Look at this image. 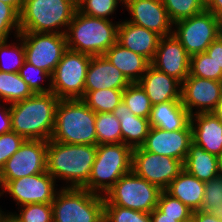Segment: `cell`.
<instances>
[{"mask_svg":"<svg viewBox=\"0 0 222 222\" xmlns=\"http://www.w3.org/2000/svg\"><path fill=\"white\" fill-rule=\"evenodd\" d=\"M138 83L145 90L152 105L168 101H182V83L152 65L148 67Z\"/></svg>","mask_w":222,"mask_h":222,"instance_id":"d6986e66","label":"cell"},{"mask_svg":"<svg viewBox=\"0 0 222 222\" xmlns=\"http://www.w3.org/2000/svg\"><path fill=\"white\" fill-rule=\"evenodd\" d=\"M190 61L191 56L172 34L160 38L151 65L182 83L190 74Z\"/></svg>","mask_w":222,"mask_h":222,"instance_id":"e0dca14e","label":"cell"},{"mask_svg":"<svg viewBox=\"0 0 222 222\" xmlns=\"http://www.w3.org/2000/svg\"><path fill=\"white\" fill-rule=\"evenodd\" d=\"M213 113L222 121V92Z\"/></svg>","mask_w":222,"mask_h":222,"instance_id":"681fc988","label":"cell"},{"mask_svg":"<svg viewBox=\"0 0 222 222\" xmlns=\"http://www.w3.org/2000/svg\"><path fill=\"white\" fill-rule=\"evenodd\" d=\"M192 142L205 151L222 153V121L213 113L191 115Z\"/></svg>","mask_w":222,"mask_h":222,"instance_id":"7402d4cb","label":"cell"},{"mask_svg":"<svg viewBox=\"0 0 222 222\" xmlns=\"http://www.w3.org/2000/svg\"><path fill=\"white\" fill-rule=\"evenodd\" d=\"M191 122V114L183 106L182 101H168L152 105L149 117L150 127L166 131L185 129Z\"/></svg>","mask_w":222,"mask_h":222,"instance_id":"603a6c76","label":"cell"},{"mask_svg":"<svg viewBox=\"0 0 222 222\" xmlns=\"http://www.w3.org/2000/svg\"><path fill=\"white\" fill-rule=\"evenodd\" d=\"M2 195H3V186H2L1 178H0V196Z\"/></svg>","mask_w":222,"mask_h":222,"instance_id":"9f6ffc18","label":"cell"},{"mask_svg":"<svg viewBox=\"0 0 222 222\" xmlns=\"http://www.w3.org/2000/svg\"><path fill=\"white\" fill-rule=\"evenodd\" d=\"M120 1V4H122V6L124 5H127L130 1L132 0H119Z\"/></svg>","mask_w":222,"mask_h":222,"instance_id":"11a10c76","label":"cell"},{"mask_svg":"<svg viewBox=\"0 0 222 222\" xmlns=\"http://www.w3.org/2000/svg\"><path fill=\"white\" fill-rule=\"evenodd\" d=\"M91 57L67 49L51 75L52 93L60 100L82 99Z\"/></svg>","mask_w":222,"mask_h":222,"instance_id":"9c48e42d","label":"cell"},{"mask_svg":"<svg viewBox=\"0 0 222 222\" xmlns=\"http://www.w3.org/2000/svg\"><path fill=\"white\" fill-rule=\"evenodd\" d=\"M119 0H78L77 10L91 17L110 20L109 16L116 11Z\"/></svg>","mask_w":222,"mask_h":222,"instance_id":"f35d334b","label":"cell"},{"mask_svg":"<svg viewBox=\"0 0 222 222\" xmlns=\"http://www.w3.org/2000/svg\"><path fill=\"white\" fill-rule=\"evenodd\" d=\"M205 4H207L209 2V0H202Z\"/></svg>","mask_w":222,"mask_h":222,"instance_id":"6f0895ef","label":"cell"},{"mask_svg":"<svg viewBox=\"0 0 222 222\" xmlns=\"http://www.w3.org/2000/svg\"><path fill=\"white\" fill-rule=\"evenodd\" d=\"M183 169L203 182L219 176L218 156L205 151L193 142L183 162Z\"/></svg>","mask_w":222,"mask_h":222,"instance_id":"4316f807","label":"cell"},{"mask_svg":"<svg viewBox=\"0 0 222 222\" xmlns=\"http://www.w3.org/2000/svg\"><path fill=\"white\" fill-rule=\"evenodd\" d=\"M3 222H18L12 215H9Z\"/></svg>","mask_w":222,"mask_h":222,"instance_id":"f5cc1de1","label":"cell"},{"mask_svg":"<svg viewBox=\"0 0 222 222\" xmlns=\"http://www.w3.org/2000/svg\"><path fill=\"white\" fill-rule=\"evenodd\" d=\"M34 93L18 73L0 71V102L12 104L32 97Z\"/></svg>","mask_w":222,"mask_h":222,"instance_id":"83f0119b","label":"cell"},{"mask_svg":"<svg viewBox=\"0 0 222 222\" xmlns=\"http://www.w3.org/2000/svg\"><path fill=\"white\" fill-rule=\"evenodd\" d=\"M13 31L15 37L20 33V13L0 1V42L7 41Z\"/></svg>","mask_w":222,"mask_h":222,"instance_id":"ab89813d","label":"cell"},{"mask_svg":"<svg viewBox=\"0 0 222 222\" xmlns=\"http://www.w3.org/2000/svg\"><path fill=\"white\" fill-rule=\"evenodd\" d=\"M51 205L53 222H104V196L83 188L63 185Z\"/></svg>","mask_w":222,"mask_h":222,"instance_id":"52a82bcc","label":"cell"},{"mask_svg":"<svg viewBox=\"0 0 222 222\" xmlns=\"http://www.w3.org/2000/svg\"><path fill=\"white\" fill-rule=\"evenodd\" d=\"M18 74L34 94L52 92V77L51 74L45 70L37 68L34 65L24 61L23 66L19 69ZM44 80L49 82L45 87L42 86L41 83H44Z\"/></svg>","mask_w":222,"mask_h":222,"instance_id":"e575fe53","label":"cell"},{"mask_svg":"<svg viewBox=\"0 0 222 222\" xmlns=\"http://www.w3.org/2000/svg\"><path fill=\"white\" fill-rule=\"evenodd\" d=\"M76 11V0H25L20 32L65 34Z\"/></svg>","mask_w":222,"mask_h":222,"instance_id":"5b68a950","label":"cell"},{"mask_svg":"<svg viewBox=\"0 0 222 222\" xmlns=\"http://www.w3.org/2000/svg\"><path fill=\"white\" fill-rule=\"evenodd\" d=\"M7 105L0 103V135L12 131L10 104L8 108Z\"/></svg>","mask_w":222,"mask_h":222,"instance_id":"ee69618b","label":"cell"},{"mask_svg":"<svg viewBox=\"0 0 222 222\" xmlns=\"http://www.w3.org/2000/svg\"><path fill=\"white\" fill-rule=\"evenodd\" d=\"M206 54L222 69V37H217L206 49Z\"/></svg>","mask_w":222,"mask_h":222,"instance_id":"7bdbcfd3","label":"cell"},{"mask_svg":"<svg viewBox=\"0 0 222 222\" xmlns=\"http://www.w3.org/2000/svg\"><path fill=\"white\" fill-rule=\"evenodd\" d=\"M160 38L157 33L128 22L126 19L119 21L117 42L150 62L155 57Z\"/></svg>","mask_w":222,"mask_h":222,"instance_id":"44dd1931","label":"cell"},{"mask_svg":"<svg viewBox=\"0 0 222 222\" xmlns=\"http://www.w3.org/2000/svg\"><path fill=\"white\" fill-rule=\"evenodd\" d=\"M47 141L25 140L0 171L2 186L10 180L47 171Z\"/></svg>","mask_w":222,"mask_h":222,"instance_id":"4fadbf2b","label":"cell"},{"mask_svg":"<svg viewBox=\"0 0 222 222\" xmlns=\"http://www.w3.org/2000/svg\"><path fill=\"white\" fill-rule=\"evenodd\" d=\"M96 113L81 99L59 100L51 140L65 144L97 145Z\"/></svg>","mask_w":222,"mask_h":222,"instance_id":"277c9868","label":"cell"},{"mask_svg":"<svg viewBox=\"0 0 222 222\" xmlns=\"http://www.w3.org/2000/svg\"><path fill=\"white\" fill-rule=\"evenodd\" d=\"M192 143V128L189 124L183 130L166 131L157 127H150L144 144L145 151L168 156L184 162L189 145Z\"/></svg>","mask_w":222,"mask_h":222,"instance_id":"2e32d148","label":"cell"},{"mask_svg":"<svg viewBox=\"0 0 222 222\" xmlns=\"http://www.w3.org/2000/svg\"><path fill=\"white\" fill-rule=\"evenodd\" d=\"M123 103L135 116L149 119L152 104L145 90L138 82L130 83L123 91Z\"/></svg>","mask_w":222,"mask_h":222,"instance_id":"4dcf8cb0","label":"cell"},{"mask_svg":"<svg viewBox=\"0 0 222 222\" xmlns=\"http://www.w3.org/2000/svg\"><path fill=\"white\" fill-rule=\"evenodd\" d=\"M9 215L10 212H5L4 210L2 211L0 207V222H3Z\"/></svg>","mask_w":222,"mask_h":222,"instance_id":"f907efd6","label":"cell"},{"mask_svg":"<svg viewBox=\"0 0 222 222\" xmlns=\"http://www.w3.org/2000/svg\"><path fill=\"white\" fill-rule=\"evenodd\" d=\"M190 222H222V216L199 210L192 213Z\"/></svg>","mask_w":222,"mask_h":222,"instance_id":"f6af8a7d","label":"cell"},{"mask_svg":"<svg viewBox=\"0 0 222 222\" xmlns=\"http://www.w3.org/2000/svg\"><path fill=\"white\" fill-rule=\"evenodd\" d=\"M25 140L23 136L14 131L0 135V171L6 161L19 150Z\"/></svg>","mask_w":222,"mask_h":222,"instance_id":"b9f144b4","label":"cell"},{"mask_svg":"<svg viewBox=\"0 0 222 222\" xmlns=\"http://www.w3.org/2000/svg\"><path fill=\"white\" fill-rule=\"evenodd\" d=\"M131 82L104 55L92 56L86 74L85 91L124 90Z\"/></svg>","mask_w":222,"mask_h":222,"instance_id":"ffe728a7","label":"cell"},{"mask_svg":"<svg viewBox=\"0 0 222 222\" xmlns=\"http://www.w3.org/2000/svg\"><path fill=\"white\" fill-rule=\"evenodd\" d=\"M190 76L203 79L222 81V69L211 59L206 52L191 56Z\"/></svg>","mask_w":222,"mask_h":222,"instance_id":"d590c367","label":"cell"},{"mask_svg":"<svg viewBox=\"0 0 222 222\" xmlns=\"http://www.w3.org/2000/svg\"><path fill=\"white\" fill-rule=\"evenodd\" d=\"M18 43L0 42V71L18 73L25 61V48L22 39L16 36ZM8 43V44H7Z\"/></svg>","mask_w":222,"mask_h":222,"instance_id":"f546056e","label":"cell"},{"mask_svg":"<svg viewBox=\"0 0 222 222\" xmlns=\"http://www.w3.org/2000/svg\"><path fill=\"white\" fill-rule=\"evenodd\" d=\"M112 114L120 121L121 142L132 149L141 147L150 129L149 119L132 114L123 101L114 109Z\"/></svg>","mask_w":222,"mask_h":222,"instance_id":"d4e9b609","label":"cell"},{"mask_svg":"<svg viewBox=\"0 0 222 222\" xmlns=\"http://www.w3.org/2000/svg\"><path fill=\"white\" fill-rule=\"evenodd\" d=\"M105 58L131 82H138L151 62L116 42L105 54Z\"/></svg>","mask_w":222,"mask_h":222,"instance_id":"cb8c5ba5","label":"cell"},{"mask_svg":"<svg viewBox=\"0 0 222 222\" xmlns=\"http://www.w3.org/2000/svg\"><path fill=\"white\" fill-rule=\"evenodd\" d=\"M97 145L47 141V172L66 182L65 188H82L91 174Z\"/></svg>","mask_w":222,"mask_h":222,"instance_id":"6da1fadb","label":"cell"},{"mask_svg":"<svg viewBox=\"0 0 222 222\" xmlns=\"http://www.w3.org/2000/svg\"><path fill=\"white\" fill-rule=\"evenodd\" d=\"M202 211L222 216V177L205 182Z\"/></svg>","mask_w":222,"mask_h":222,"instance_id":"74e56055","label":"cell"},{"mask_svg":"<svg viewBox=\"0 0 222 222\" xmlns=\"http://www.w3.org/2000/svg\"><path fill=\"white\" fill-rule=\"evenodd\" d=\"M123 91L117 89L84 91L81 100L95 113H112L122 102Z\"/></svg>","mask_w":222,"mask_h":222,"instance_id":"f1b7e54d","label":"cell"},{"mask_svg":"<svg viewBox=\"0 0 222 222\" xmlns=\"http://www.w3.org/2000/svg\"><path fill=\"white\" fill-rule=\"evenodd\" d=\"M161 191L131 171L106 192L104 206H121L150 214L157 207Z\"/></svg>","mask_w":222,"mask_h":222,"instance_id":"ba28073f","label":"cell"},{"mask_svg":"<svg viewBox=\"0 0 222 222\" xmlns=\"http://www.w3.org/2000/svg\"><path fill=\"white\" fill-rule=\"evenodd\" d=\"M183 170L180 160L145 151L142 147L132 150V171L162 191Z\"/></svg>","mask_w":222,"mask_h":222,"instance_id":"7c38bea8","label":"cell"},{"mask_svg":"<svg viewBox=\"0 0 222 222\" xmlns=\"http://www.w3.org/2000/svg\"><path fill=\"white\" fill-rule=\"evenodd\" d=\"M132 150L122 142L97 145L90 177L82 188L104 196L122 176L132 171Z\"/></svg>","mask_w":222,"mask_h":222,"instance_id":"8992f818","label":"cell"},{"mask_svg":"<svg viewBox=\"0 0 222 222\" xmlns=\"http://www.w3.org/2000/svg\"><path fill=\"white\" fill-rule=\"evenodd\" d=\"M0 1L9 4L10 6L14 7L19 13H21L25 0H0Z\"/></svg>","mask_w":222,"mask_h":222,"instance_id":"c3c4849f","label":"cell"},{"mask_svg":"<svg viewBox=\"0 0 222 222\" xmlns=\"http://www.w3.org/2000/svg\"><path fill=\"white\" fill-rule=\"evenodd\" d=\"M206 10L212 12L218 18L222 17V0H209Z\"/></svg>","mask_w":222,"mask_h":222,"instance_id":"bcb514c9","label":"cell"},{"mask_svg":"<svg viewBox=\"0 0 222 222\" xmlns=\"http://www.w3.org/2000/svg\"><path fill=\"white\" fill-rule=\"evenodd\" d=\"M204 187L205 182L200 181L183 169L165 191L172 197L179 199L194 212L201 209Z\"/></svg>","mask_w":222,"mask_h":222,"instance_id":"484cf974","label":"cell"},{"mask_svg":"<svg viewBox=\"0 0 222 222\" xmlns=\"http://www.w3.org/2000/svg\"><path fill=\"white\" fill-rule=\"evenodd\" d=\"M173 24L206 10L202 0H162Z\"/></svg>","mask_w":222,"mask_h":222,"instance_id":"d6a6232c","label":"cell"},{"mask_svg":"<svg viewBox=\"0 0 222 222\" xmlns=\"http://www.w3.org/2000/svg\"><path fill=\"white\" fill-rule=\"evenodd\" d=\"M124 7L130 14L128 22L149 29L161 37L172 35L173 23L162 0H132Z\"/></svg>","mask_w":222,"mask_h":222,"instance_id":"ac0fdd59","label":"cell"},{"mask_svg":"<svg viewBox=\"0 0 222 222\" xmlns=\"http://www.w3.org/2000/svg\"><path fill=\"white\" fill-rule=\"evenodd\" d=\"M221 92L222 81L189 75L182 82V104L191 115L210 113L215 110Z\"/></svg>","mask_w":222,"mask_h":222,"instance_id":"9a60e30c","label":"cell"},{"mask_svg":"<svg viewBox=\"0 0 222 222\" xmlns=\"http://www.w3.org/2000/svg\"><path fill=\"white\" fill-rule=\"evenodd\" d=\"M151 222H179L177 218L163 217V213L156 207L151 213Z\"/></svg>","mask_w":222,"mask_h":222,"instance_id":"7dc6e473","label":"cell"},{"mask_svg":"<svg viewBox=\"0 0 222 222\" xmlns=\"http://www.w3.org/2000/svg\"><path fill=\"white\" fill-rule=\"evenodd\" d=\"M220 36L222 37V17L219 18Z\"/></svg>","mask_w":222,"mask_h":222,"instance_id":"db71d44e","label":"cell"},{"mask_svg":"<svg viewBox=\"0 0 222 222\" xmlns=\"http://www.w3.org/2000/svg\"><path fill=\"white\" fill-rule=\"evenodd\" d=\"M97 145L121 143L120 121L112 113H96Z\"/></svg>","mask_w":222,"mask_h":222,"instance_id":"1f68e13d","label":"cell"},{"mask_svg":"<svg viewBox=\"0 0 222 222\" xmlns=\"http://www.w3.org/2000/svg\"><path fill=\"white\" fill-rule=\"evenodd\" d=\"M118 25L77 10L65 33L67 48L90 56L104 55L117 42Z\"/></svg>","mask_w":222,"mask_h":222,"instance_id":"3957f363","label":"cell"},{"mask_svg":"<svg viewBox=\"0 0 222 222\" xmlns=\"http://www.w3.org/2000/svg\"><path fill=\"white\" fill-rule=\"evenodd\" d=\"M104 222H151L149 213L121 206H104Z\"/></svg>","mask_w":222,"mask_h":222,"instance_id":"60d3db41","label":"cell"},{"mask_svg":"<svg viewBox=\"0 0 222 222\" xmlns=\"http://www.w3.org/2000/svg\"><path fill=\"white\" fill-rule=\"evenodd\" d=\"M157 208L163 213V217L177 218L179 222H190L192 218L193 211L165 190L159 195Z\"/></svg>","mask_w":222,"mask_h":222,"instance_id":"836d02e7","label":"cell"},{"mask_svg":"<svg viewBox=\"0 0 222 222\" xmlns=\"http://www.w3.org/2000/svg\"><path fill=\"white\" fill-rule=\"evenodd\" d=\"M59 98L52 92L34 94L10 104L12 131L26 140L51 139Z\"/></svg>","mask_w":222,"mask_h":222,"instance_id":"7a4b0ae2","label":"cell"},{"mask_svg":"<svg viewBox=\"0 0 222 222\" xmlns=\"http://www.w3.org/2000/svg\"><path fill=\"white\" fill-rule=\"evenodd\" d=\"M24 44L25 61L53 74L67 48L65 34L20 32Z\"/></svg>","mask_w":222,"mask_h":222,"instance_id":"8fae6325","label":"cell"},{"mask_svg":"<svg viewBox=\"0 0 222 222\" xmlns=\"http://www.w3.org/2000/svg\"><path fill=\"white\" fill-rule=\"evenodd\" d=\"M56 180L46 171L31 176L10 180L3 187V194L7 193L17 206L33 203H52L57 192Z\"/></svg>","mask_w":222,"mask_h":222,"instance_id":"5bb4252c","label":"cell"},{"mask_svg":"<svg viewBox=\"0 0 222 222\" xmlns=\"http://www.w3.org/2000/svg\"><path fill=\"white\" fill-rule=\"evenodd\" d=\"M19 213H11L18 222H53L51 203H33L18 207Z\"/></svg>","mask_w":222,"mask_h":222,"instance_id":"8d00e7d4","label":"cell"},{"mask_svg":"<svg viewBox=\"0 0 222 222\" xmlns=\"http://www.w3.org/2000/svg\"><path fill=\"white\" fill-rule=\"evenodd\" d=\"M219 176L222 177V153L218 156Z\"/></svg>","mask_w":222,"mask_h":222,"instance_id":"816d5d0a","label":"cell"},{"mask_svg":"<svg viewBox=\"0 0 222 222\" xmlns=\"http://www.w3.org/2000/svg\"><path fill=\"white\" fill-rule=\"evenodd\" d=\"M172 34L190 56L203 53L220 36L219 18L204 10L173 24Z\"/></svg>","mask_w":222,"mask_h":222,"instance_id":"30bf717a","label":"cell"}]
</instances>
